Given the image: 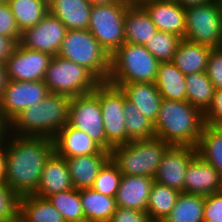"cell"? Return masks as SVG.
Wrapping results in <instances>:
<instances>
[{
	"label": "cell",
	"mask_w": 222,
	"mask_h": 222,
	"mask_svg": "<svg viewBox=\"0 0 222 222\" xmlns=\"http://www.w3.org/2000/svg\"><path fill=\"white\" fill-rule=\"evenodd\" d=\"M6 142V184L18 196L34 194L42 170L54 152L52 138L12 135Z\"/></svg>",
	"instance_id": "cell-1"
},
{
	"label": "cell",
	"mask_w": 222,
	"mask_h": 222,
	"mask_svg": "<svg viewBox=\"0 0 222 222\" xmlns=\"http://www.w3.org/2000/svg\"><path fill=\"white\" fill-rule=\"evenodd\" d=\"M153 126L155 137L171 146L196 147L204 127V114L187 101L162 99Z\"/></svg>",
	"instance_id": "cell-2"
},
{
	"label": "cell",
	"mask_w": 222,
	"mask_h": 222,
	"mask_svg": "<svg viewBox=\"0 0 222 222\" xmlns=\"http://www.w3.org/2000/svg\"><path fill=\"white\" fill-rule=\"evenodd\" d=\"M70 99L69 96L50 92L42 102L16 115L7 124V130H15L14 134L20 136H43L53 139L68 123Z\"/></svg>",
	"instance_id": "cell-3"
},
{
	"label": "cell",
	"mask_w": 222,
	"mask_h": 222,
	"mask_svg": "<svg viewBox=\"0 0 222 222\" xmlns=\"http://www.w3.org/2000/svg\"><path fill=\"white\" fill-rule=\"evenodd\" d=\"M170 147L169 143L157 137L134 140L112 148L110 158L123 175L154 178L163 155Z\"/></svg>",
	"instance_id": "cell-4"
},
{
	"label": "cell",
	"mask_w": 222,
	"mask_h": 222,
	"mask_svg": "<svg viewBox=\"0 0 222 222\" xmlns=\"http://www.w3.org/2000/svg\"><path fill=\"white\" fill-rule=\"evenodd\" d=\"M159 63L145 46L125 42L111 55L107 82L117 87L125 83L155 82Z\"/></svg>",
	"instance_id": "cell-5"
},
{
	"label": "cell",
	"mask_w": 222,
	"mask_h": 222,
	"mask_svg": "<svg viewBox=\"0 0 222 222\" xmlns=\"http://www.w3.org/2000/svg\"><path fill=\"white\" fill-rule=\"evenodd\" d=\"M57 56L85 67L100 82L108 80L111 56L88 29L67 30Z\"/></svg>",
	"instance_id": "cell-6"
},
{
	"label": "cell",
	"mask_w": 222,
	"mask_h": 222,
	"mask_svg": "<svg viewBox=\"0 0 222 222\" xmlns=\"http://www.w3.org/2000/svg\"><path fill=\"white\" fill-rule=\"evenodd\" d=\"M43 82L49 92L70 98L93 92L100 83L85 67L57 55L52 57Z\"/></svg>",
	"instance_id": "cell-7"
},
{
	"label": "cell",
	"mask_w": 222,
	"mask_h": 222,
	"mask_svg": "<svg viewBox=\"0 0 222 222\" xmlns=\"http://www.w3.org/2000/svg\"><path fill=\"white\" fill-rule=\"evenodd\" d=\"M130 4L119 0L92 6L88 30L110 56L125 43V16Z\"/></svg>",
	"instance_id": "cell-8"
},
{
	"label": "cell",
	"mask_w": 222,
	"mask_h": 222,
	"mask_svg": "<svg viewBox=\"0 0 222 222\" xmlns=\"http://www.w3.org/2000/svg\"><path fill=\"white\" fill-rule=\"evenodd\" d=\"M184 38L211 49L222 47V12L216 1L185 9Z\"/></svg>",
	"instance_id": "cell-9"
},
{
	"label": "cell",
	"mask_w": 222,
	"mask_h": 222,
	"mask_svg": "<svg viewBox=\"0 0 222 222\" xmlns=\"http://www.w3.org/2000/svg\"><path fill=\"white\" fill-rule=\"evenodd\" d=\"M67 124L85 132L103 150H106L104 122L99 102V84L93 92L70 99Z\"/></svg>",
	"instance_id": "cell-10"
},
{
	"label": "cell",
	"mask_w": 222,
	"mask_h": 222,
	"mask_svg": "<svg viewBox=\"0 0 222 222\" xmlns=\"http://www.w3.org/2000/svg\"><path fill=\"white\" fill-rule=\"evenodd\" d=\"M99 102L102 110L106 151L128 143L125 127L124 103L125 94L120 87L109 82L99 83Z\"/></svg>",
	"instance_id": "cell-11"
},
{
	"label": "cell",
	"mask_w": 222,
	"mask_h": 222,
	"mask_svg": "<svg viewBox=\"0 0 222 222\" xmlns=\"http://www.w3.org/2000/svg\"><path fill=\"white\" fill-rule=\"evenodd\" d=\"M49 93L43 81L7 80L0 95L1 118L8 124L21 111L42 102Z\"/></svg>",
	"instance_id": "cell-12"
},
{
	"label": "cell",
	"mask_w": 222,
	"mask_h": 222,
	"mask_svg": "<svg viewBox=\"0 0 222 222\" xmlns=\"http://www.w3.org/2000/svg\"><path fill=\"white\" fill-rule=\"evenodd\" d=\"M66 32L67 28L63 22L48 12L34 27L21 32L18 44L21 47L56 56L60 51Z\"/></svg>",
	"instance_id": "cell-13"
},
{
	"label": "cell",
	"mask_w": 222,
	"mask_h": 222,
	"mask_svg": "<svg viewBox=\"0 0 222 222\" xmlns=\"http://www.w3.org/2000/svg\"><path fill=\"white\" fill-rule=\"evenodd\" d=\"M52 57L41 51L21 47L17 43L5 62L7 80L43 81Z\"/></svg>",
	"instance_id": "cell-14"
},
{
	"label": "cell",
	"mask_w": 222,
	"mask_h": 222,
	"mask_svg": "<svg viewBox=\"0 0 222 222\" xmlns=\"http://www.w3.org/2000/svg\"><path fill=\"white\" fill-rule=\"evenodd\" d=\"M196 155V147L171 146L163 155L154 180L183 192L186 169Z\"/></svg>",
	"instance_id": "cell-15"
},
{
	"label": "cell",
	"mask_w": 222,
	"mask_h": 222,
	"mask_svg": "<svg viewBox=\"0 0 222 222\" xmlns=\"http://www.w3.org/2000/svg\"><path fill=\"white\" fill-rule=\"evenodd\" d=\"M222 191V176L198 154L189 163L182 193L208 196Z\"/></svg>",
	"instance_id": "cell-16"
},
{
	"label": "cell",
	"mask_w": 222,
	"mask_h": 222,
	"mask_svg": "<svg viewBox=\"0 0 222 222\" xmlns=\"http://www.w3.org/2000/svg\"><path fill=\"white\" fill-rule=\"evenodd\" d=\"M140 4L150 15L158 31H165L184 38L186 14L174 0H143Z\"/></svg>",
	"instance_id": "cell-17"
},
{
	"label": "cell",
	"mask_w": 222,
	"mask_h": 222,
	"mask_svg": "<svg viewBox=\"0 0 222 222\" xmlns=\"http://www.w3.org/2000/svg\"><path fill=\"white\" fill-rule=\"evenodd\" d=\"M54 151L65 158L96 153H110L103 150L85 132L66 124L53 138Z\"/></svg>",
	"instance_id": "cell-18"
},
{
	"label": "cell",
	"mask_w": 222,
	"mask_h": 222,
	"mask_svg": "<svg viewBox=\"0 0 222 222\" xmlns=\"http://www.w3.org/2000/svg\"><path fill=\"white\" fill-rule=\"evenodd\" d=\"M72 188L74 187L65 157L54 151L44 165L39 186L34 194L41 198H47L52 194Z\"/></svg>",
	"instance_id": "cell-19"
},
{
	"label": "cell",
	"mask_w": 222,
	"mask_h": 222,
	"mask_svg": "<svg viewBox=\"0 0 222 222\" xmlns=\"http://www.w3.org/2000/svg\"><path fill=\"white\" fill-rule=\"evenodd\" d=\"M154 178L123 175L115 197L116 206L147 211V203Z\"/></svg>",
	"instance_id": "cell-20"
},
{
	"label": "cell",
	"mask_w": 222,
	"mask_h": 222,
	"mask_svg": "<svg viewBox=\"0 0 222 222\" xmlns=\"http://www.w3.org/2000/svg\"><path fill=\"white\" fill-rule=\"evenodd\" d=\"M110 159V153H96L65 158L75 189L92 188L100 169Z\"/></svg>",
	"instance_id": "cell-21"
},
{
	"label": "cell",
	"mask_w": 222,
	"mask_h": 222,
	"mask_svg": "<svg viewBox=\"0 0 222 222\" xmlns=\"http://www.w3.org/2000/svg\"><path fill=\"white\" fill-rule=\"evenodd\" d=\"M126 99L136 105L138 110L155 123L162 97L154 82L125 83L120 86Z\"/></svg>",
	"instance_id": "cell-22"
},
{
	"label": "cell",
	"mask_w": 222,
	"mask_h": 222,
	"mask_svg": "<svg viewBox=\"0 0 222 222\" xmlns=\"http://www.w3.org/2000/svg\"><path fill=\"white\" fill-rule=\"evenodd\" d=\"M48 8L67 30H87L89 27L92 5L88 0H50Z\"/></svg>",
	"instance_id": "cell-23"
},
{
	"label": "cell",
	"mask_w": 222,
	"mask_h": 222,
	"mask_svg": "<svg viewBox=\"0 0 222 222\" xmlns=\"http://www.w3.org/2000/svg\"><path fill=\"white\" fill-rule=\"evenodd\" d=\"M157 31L150 15L140 3H131L125 16V42L145 45Z\"/></svg>",
	"instance_id": "cell-24"
},
{
	"label": "cell",
	"mask_w": 222,
	"mask_h": 222,
	"mask_svg": "<svg viewBox=\"0 0 222 222\" xmlns=\"http://www.w3.org/2000/svg\"><path fill=\"white\" fill-rule=\"evenodd\" d=\"M154 83L162 99L187 101L186 75L172 61L159 63Z\"/></svg>",
	"instance_id": "cell-25"
},
{
	"label": "cell",
	"mask_w": 222,
	"mask_h": 222,
	"mask_svg": "<svg viewBox=\"0 0 222 222\" xmlns=\"http://www.w3.org/2000/svg\"><path fill=\"white\" fill-rule=\"evenodd\" d=\"M18 222H65V220L47 198L30 194L19 197Z\"/></svg>",
	"instance_id": "cell-26"
},
{
	"label": "cell",
	"mask_w": 222,
	"mask_h": 222,
	"mask_svg": "<svg viewBox=\"0 0 222 222\" xmlns=\"http://www.w3.org/2000/svg\"><path fill=\"white\" fill-rule=\"evenodd\" d=\"M211 48L182 38L172 62L184 74L206 71Z\"/></svg>",
	"instance_id": "cell-27"
},
{
	"label": "cell",
	"mask_w": 222,
	"mask_h": 222,
	"mask_svg": "<svg viewBox=\"0 0 222 222\" xmlns=\"http://www.w3.org/2000/svg\"><path fill=\"white\" fill-rule=\"evenodd\" d=\"M80 199L86 222H109L117 208L115 197L92 188L81 189Z\"/></svg>",
	"instance_id": "cell-28"
},
{
	"label": "cell",
	"mask_w": 222,
	"mask_h": 222,
	"mask_svg": "<svg viewBox=\"0 0 222 222\" xmlns=\"http://www.w3.org/2000/svg\"><path fill=\"white\" fill-rule=\"evenodd\" d=\"M181 192L156 181L152 184L147 203L150 222H162L175 206Z\"/></svg>",
	"instance_id": "cell-29"
},
{
	"label": "cell",
	"mask_w": 222,
	"mask_h": 222,
	"mask_svg": "<svg viewBox=\"0 0 222 222\" xmlns=\"http://www.w3.org/2000/svg\"><path fill=\"white\" fill-rule=\"evenodd\" d=\"M20 32L34 27L49 12L48 2L45 0H8Z\"/></svg>",
	"instance_id": "cell-30"
},
{
	"label": "cell",
	"mask_w": 222,
	"mask_h": 222,
	"mask_svg": "<svg viewBox=\"0 0 222 222\" xmlns=\"http://www.w3.org/2000/svg\"><path fill=\"white\" fill-rule=\"evenodd\" d=\"M187 102L203 114L211 106L215 88L206 71L186 75Z\"/></svg>",
	"instance_id": "cell-31"
},
{
	"label": "cell",
	"mask_w": 222,
	"mask_h": 222,
	"mask_svg": "<svg viewBox=\"0 0 222 222\" xmlns=\"http://www.w3.org/2000/svg\"><path fill=\"white\" fill-rule=\"evenodd\" d=\"M204 196L180 193L171 212L162 222H204Z\"/></svg>",
	"instance_id": "cell-32"
},
{
	"label": "cell",
	"mask_w": 222,
	"mask_h": 222,
	"mask_svg": "<svg viewBox=\"0 0 222 222\" xmlns=\"http://www.w3.org/2000/svg\"><path fill=\"white\" fill-rule=\"evenodd\" d=\"M196 149L222 176V132L217 127L204 125Z\"/></svg>",
	"instance_id": "cell-33"
},
{
	"label": "cell",
	"mask_w": 222,
	"mask_h": 222,
	"mask_svg": "<svg viewBox=\"0 0 222 222\" xmlns=\"http://www.w3.org/2000/svg\"><path fill=\"white\" fill-rule=\"evenodd\" d=\"M125 127L128 143L134 140L151 139L155 137L154 126L125 96L124 103Z\"/></svg>",
	"instance_id": "cell-34"
},
{
	"label": "cell",
	"mask_w": 222,
	"mask_h": 222,
	"mask_svg": "<svg viewBox=\"0 0 222 222\" xmlns=\"http://www.w3.org/2000/svg\"><path fill=\"white\" fill-rule=\"evenodd\" d=\"M47 199L62 214L65 222H86L80 199V190L72 188L52 194Z\"/></svg>",
	"instance_id": "cell-35"
},
{
	"label": "cell",
	"mask_w": 222,
	"mask_h": 222,
	"mask_svg": "<svg viewBox=\"0 0 222 222\" xmlns=\"http://www.w3.org/2000/svg\"><path fill=\"white\" fill-rule=\"evenodd\" d=\"M181 39L176 34L157 30L144 46L159 62L172 61Z\"/></svg>",
	"instance_id": "cell-36"
},
{
	"label": "cell",
	"mask_w": 222,
	"mask_h": 222,
	"mask_svg": "<svg viewBox=\"0 0 222 222\" xmlns=\"http://www.w3.org/2000/svg\"><path fill=\"white\" fill-rule=\"evenodd\" d=\"M121 178L122 173L110 158L100 169L92 189L101 194L116 197Z\"/></svg>",
	"instance_id": "cell-37"
},
{
	"label": "cell",
	"mask_w": 222,
	"mask_h": 222,
	"mask_svg": "<svg viewBox=\"0 0 222 222\" xmlns=\"http://www.w3.org/2000/svg\"><path fill=\"white\" fill-rule=\"evenodd\" d=\"M18 200L6 183L0 184V222H18Z\"/></svg>",
	"instance_id": "cell-38"
},
{
	"label": "cell",
	"mask_w": 222,
	"mask_h": 222,
	"mask_svg": "<svg viewBox=\"0 0 222 222\" xmlns=\"http://www.w3.org/2000/svg\"><path fill=\"white\" fill-rule=\"evenodd\" d=\"M0 35L12 38L16 43L19 42L21 36L15 17L7 2L0 4Z\"/></svg>",
	"instance_id": "cell-39"
},
{
	"label": "cell",
	"mask_w": 222,
	"mask_h": 222,
	"mask_svg": "<svg viewBox=\"0 0 222 222\" xmlns=\"http://www.w3.org/2000/svg\"><path fill=\"white\" fill-rule=\"evenodd\" d=\"M204 222H222V191L204 196Z\"/></svg>",
	"instance_id": "cell-40"
},
{
	"label": "cell",
	"mask_w": 222,
	"mask_h": 222,
	"mask_svg": "<svg viewBox=\"0 0 222 222\" xmlns=\"http://www.w3.org/2000/svg\"><path fill=\"white\" fill-rule=\"evenodd\" d=\"M206 73L215 89L222 88V47L211 49Z\"/></svg>",
	"instance_id": "cell-41"
},
{
	"label": "cell",
	"mask_w": 222,
	"mask_h": 222,
	"mask_svg": "<svg viewBox=\"0 0 222 222\" xmlns=\"http://www.w3.org/2000/svg\"><path fill=\"white\" fill-rule=\"evenodd\" d=\"M204 125L211 127L222 125V88L214 91L211 106L204 113Z\"/></svg>",
	"instance_id": "cell-42"
},
{
	"label": "cell",
	"mask_w": 222,
	"mask_h": 222,
	"mask_svg": "<svg viewBox=\"0 0 222 222\" xmlns=\"http://www.w3.org/2000/svg\"><path fill=\"white\" fill-rule=\"evenodd\" d=\"M109 222H150L147 212L117 207Z\"/></svg>",
	"instance_id": "cell-43"
},
{
	"label": "cell",
	"mask_w": 222,
	"mask_h": 222,
	"mask_svg": "<svg viewBox=\"0 0 222 222\" xmlns=\"http://www.w3.org/2000/svg\"><path fill=\"white\" fill-rule=\"evenodd\" d=\"M16 45L17 43L12 38L0 35V63L5 64Z\"/></svg>",
	"instance_id": "cell-44"
},
{
	"label": "cell",
	"mask_w": 222,
	"mask_h": 222,
	"mask_svg": "<svg viewBox=\"0 0 222 222\" xmlns=\"http://www.w3.org/2000/svg\"><path fill=\"white\" fill-rule=\"evenodd\" d=\"M4 141L8 140L0 143V184L6 182V143Z\"/></svg>",
	"instance_id": "cell-45"
},
{
	"label": "cell",
	"mask_w": 222,
	"mask_h": 222,
	"mask_svg": "<svg viewBox=\"0 0 222 222\" xmlns=\"http://www.w3.org/2000/svg\"><path fill=\"white\" fill-rule=\"evenodd\" d=\"M182 8L187 9L189 7L202 6L211 3L215 0H174Z\"/></svg>",
	"instance_id": "cell-46"
},
{
	"label": "cell",
	"mask_w": 222,
	"mask_h": 222,
	"mask_svg": "<svg viewBox=\"0 0 222 222\" xmlns=\"http://www.w3.org/2000/svg\"><path fill=\"white\" fill-rule=\"evenodd\" d=\"M6 82V67L5 64L0 63V95L2 93V90L5 88Z\"/></svg>",
	"instance_id": "cell-47"
},
{
	"label": "cell",
	"mask_w": 222,
	"mask_h": 222,
	"mask_svg": "<svg viewBox=\"0 0 222 222\" xmlns=\"http://www.w3.org/2000/svg\"><path fill=\"white\" fill-rule=\"evenodd\" d=\"M7 132V124L3 121L0 115V143L4 140V138H7Z\"/></svg>",
	"instance_id": "cell-48"
},
{
	"label": "cell",
	"mask_w": 222,
	"mask_h": 222,
	"mask_svg": "<svg viewBox=\"0 0 222 222\" xmlns=\"http://www.w3.org/2000/svg\"><path fill=\"white\" fill-rule=\"evenodd\" d=\"M89 3L94 5H108V4H114L117 3L119 0H88Z\"/></svg>",
	"instance_id": "cell-49"
},
{
	"label": "cell",
	"mask_w": 222,
	"mask_h": 222,
	"mask_svg": "<svg viewBox=\"0 0 222 222\" xmlns=\"http://www.w3.org/2000/svg\"><path fill=\"white\" fill-rule=\"evenodd\" d=\"M215 1H216L217 5H218V8L222 12V0H215Z\"/></svg>",
	"instance_id": "cell-50"
},
{
	"label": "cell",
	"mask_w": 222,
	"mask_h": 222,
	"mask_svg": "<svg viewBox=\"0 0 222 222\" xmlns=\"http://www.w3.org/2000/svg\"><path fill=\"white\" fill-rule=\"evenodd\" d=\"M125 1H128L130 3H140L143 0H125Z\"/></svg>",
	"instance_id": "cell-51"
},
{
	"label": "cell",
	"mask_w": 222,
	"mask_h": 222,
	"mask_svg": "<svg viewBox=\"0 0 222 222\" xmlns=\"http://www.w3.org/2000/svg\"><path fill=\"white\" fill-rule=\"evenodd\" d=\"M8 0H0V4L6 3Z\"/></svg>",
	"instance_id": "cell-52"
},
{
	"label": "cell",
	"mask_w": 222,
	"mask_h": 222,
	"mask_svg": "<svg viewBox=\"0 0 222 222\" xmlns=\"http://www.w3.org/2000/svg\"><path fill=\"white\" fill-rule=\"evenodd\" d=\"M222 132V125L217 127Z\"/></svg>",
	"instance_id": "cell-53"
}]
</instances>
